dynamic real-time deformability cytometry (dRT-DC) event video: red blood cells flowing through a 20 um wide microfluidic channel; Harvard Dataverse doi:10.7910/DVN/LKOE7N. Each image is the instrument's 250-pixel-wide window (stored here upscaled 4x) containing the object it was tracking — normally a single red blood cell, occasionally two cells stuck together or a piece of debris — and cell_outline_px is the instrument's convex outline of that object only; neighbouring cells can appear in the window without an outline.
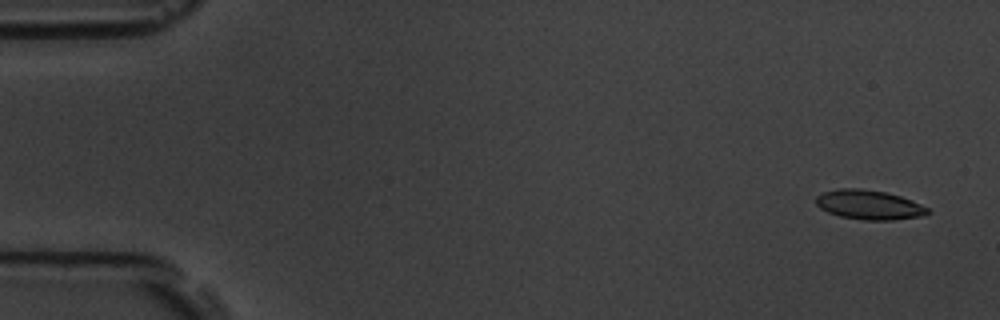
{"species": "common noctule bat (a hibernating species)", "species_latin": "Nyctalus noctula", "temperature_condition": "room temperature", "stored_images_in_passage": 5, "camera_frame_rate_fps": 3000, "um_per_image_px": 0.085, "animal": {"sex": "male", "body_mass_g": 19.5, "forearm_length_mm": 54.6}, "frame": {"image": 1, "passage_image": 1, "time_ms": 0.0, "image_size_px": [1000, 320], "cell_outline_px": [[932, 212], [924, 216], [892, 220], [864, 220], [840, 216], [828, 212], [820, 208], [816, 204], [816, 196], [824, 192], [840, 188], [860, 188], [884, 192], [900, 196], [920, 204], [928, 208]], "centroid_in_image_um": [73.88, 17.41], "position_along_channel_um": 11.1, "area_um2": 19.13}}
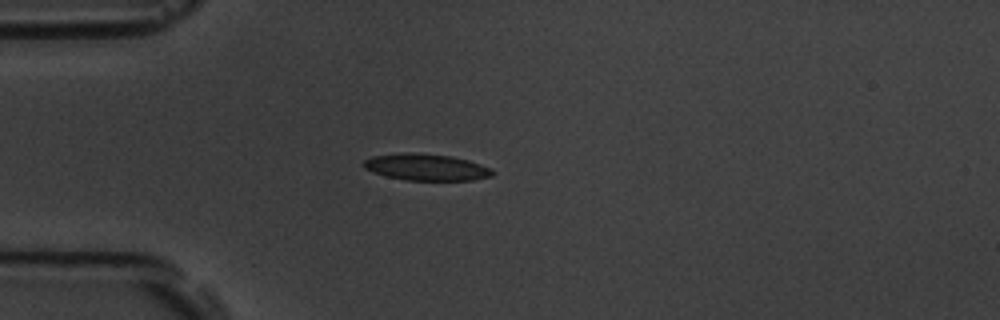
{"frame": {"image": 2, "passage_image": 5, "time_ms": 4.333, "image_size_px": [1000, 320], "cell_outline_px": [[496, 172], [492, 176], [472, 180], [408, 180], [388, 176], [372, 172], [364, 168], [360, 164], [364, 160], [372, 156], [400, 152], [408, 152], [452, 156], [468, 160], [492, 168]], "centroid_in_image_um": [36.22, 14.2], "position_along_channel_um": 48.8, "area_um2": 20.11}}